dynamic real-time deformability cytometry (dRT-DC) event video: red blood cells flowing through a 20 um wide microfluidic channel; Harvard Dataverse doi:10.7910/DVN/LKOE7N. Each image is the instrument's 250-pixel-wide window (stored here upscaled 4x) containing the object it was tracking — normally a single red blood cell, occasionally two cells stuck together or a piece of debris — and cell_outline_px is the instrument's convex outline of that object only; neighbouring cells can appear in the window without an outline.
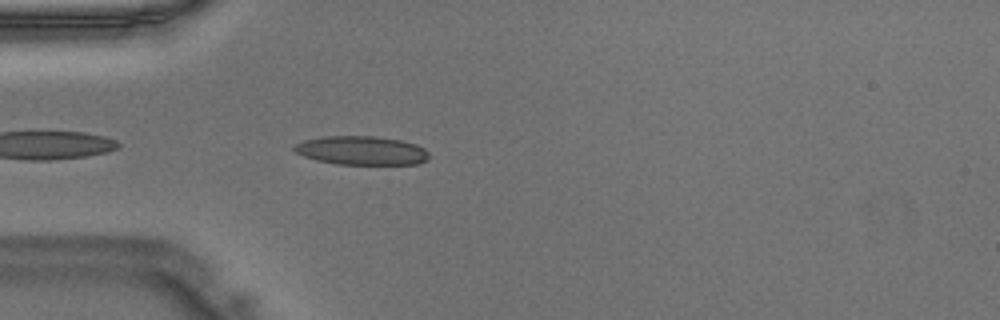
{"species": "Egyptian fruit bat (a non-hibernating species)", "species_latin": "Rousettus aegyptiacus", "temperature_condition": "warm", "stored_images_in_passage": 4, "camera_frame_rate_fps": 3000, "um_per_image_px": 0.085, "animal": {"sex": "male"}, "frame": {"image": 1, "passage_image": 1, "time_ms": 0.0, "image_size_px": [1000, 320], "cell_outline_px": [[428, 160], [416, 164], [336, 164], [316, 160], [304, 156], [296, 152], [292, 148], [296, 144], [304, 140], [324, 136], [376, 136], [400, 140], [416, 144], [424, 148], [428, 152]], "centroid_in_image_um": [30.73, 12.79], "position_along_channel_um": 54.3, "area_um2": 22.6}}